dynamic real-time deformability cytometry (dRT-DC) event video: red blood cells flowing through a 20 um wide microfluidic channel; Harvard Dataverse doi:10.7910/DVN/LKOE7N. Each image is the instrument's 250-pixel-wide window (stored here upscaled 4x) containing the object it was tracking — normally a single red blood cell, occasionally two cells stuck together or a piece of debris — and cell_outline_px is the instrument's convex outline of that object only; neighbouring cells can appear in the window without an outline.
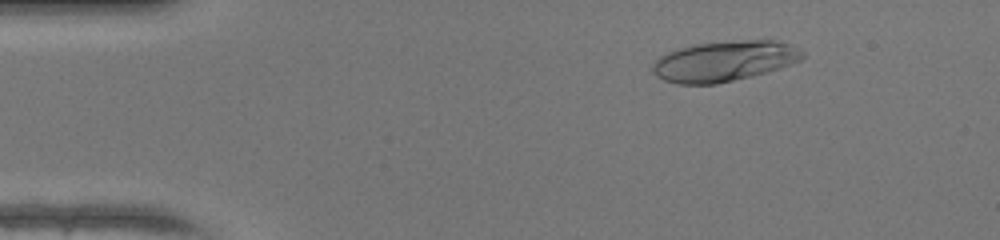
{"species": "human", "species_latin": "Homo sapiens", "temperature_condition": "warm", "stored_images_in_passage": 48, "camera_frame_rate_fps": 3000, "um_per_image_px": 0.085, "donor": {"sex": "female"}, "frame": {"image": 1, "passage_image": 7, "time_ms": 2.0, "image_size_px": [1000, 240], "cell_outline_px": [[804, 56], [800, 60], [780, 68], [752, 76], [716, 84], [676, 84], [664, 80], [656, 76], [652, 72], [652, 64], [660, 56], [676, 48], [696, 44], [748, 40], [772, 40], [788, 44], [804, 52]], "centroid_in_image_um": [61.52, 5.21], "position_along_channel_um": 23.5, "area_um2": 35.08}}
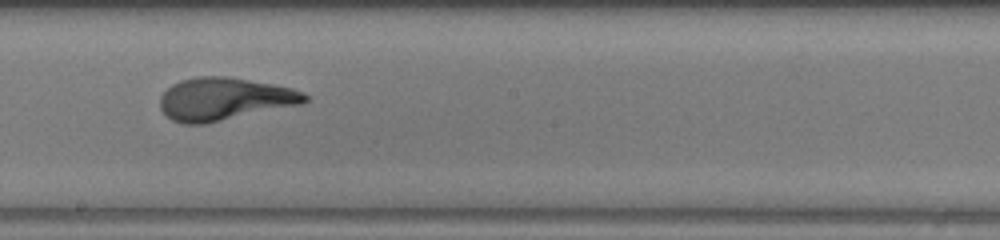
{"frame": {"image": 2, "passage_image": 27, "time_ms": 8.667, "image_size_px": [1000, 240], "cell_outline_px": [[308, 100], [300, 104], [208, 124], [184, 124], [172, 120], [160, 108], [160, 96], [172, 84], [180, 80], [196, 76], [228, 76], [272, 84], [292, 88], [304, 92], [308, 96]], "centroid_in_image_um": [19.06, 8.41], "position_along_channel_um": 229.1, "area_um2": 36.13}}
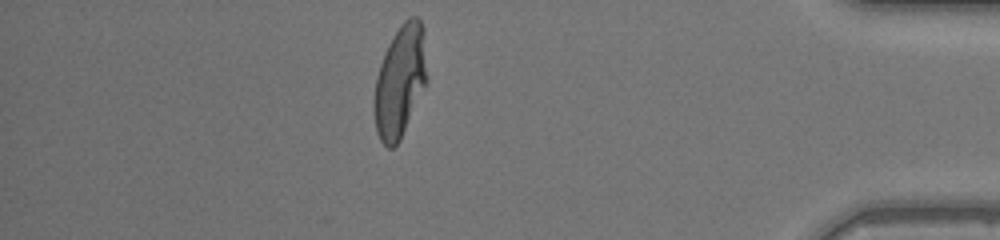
{"frame": {"image": 3, "passage_image": 42, "time_ms": 13.667, "image_size_px": [1000, 240], "cell_outline_px": [[428, 84], [400, 140], [392, 148], [388, 148], [380, 140], [376, 132], [376, 76], [380, 64], [388, 44], [392, 36], [400, 24], [408, 16], [416, 16], [420, 20], [424, 28], [428, 76]], "centroid_in_image_um": [34.07, 6.86], "position_along_channel_um": 401.1, "area_um2": 34.68}, "authors_computed_cell_mechanics": {"area_um2": 34.9979, "velocity_mm_per_s": 4.3122, "shape_relaxation_time_tau1_ms": 4.8188, "shape_relaxation_time_tau2_ms": null, "deformation_change_tau1": 0.2901, "deformation_change_tau2": null}}